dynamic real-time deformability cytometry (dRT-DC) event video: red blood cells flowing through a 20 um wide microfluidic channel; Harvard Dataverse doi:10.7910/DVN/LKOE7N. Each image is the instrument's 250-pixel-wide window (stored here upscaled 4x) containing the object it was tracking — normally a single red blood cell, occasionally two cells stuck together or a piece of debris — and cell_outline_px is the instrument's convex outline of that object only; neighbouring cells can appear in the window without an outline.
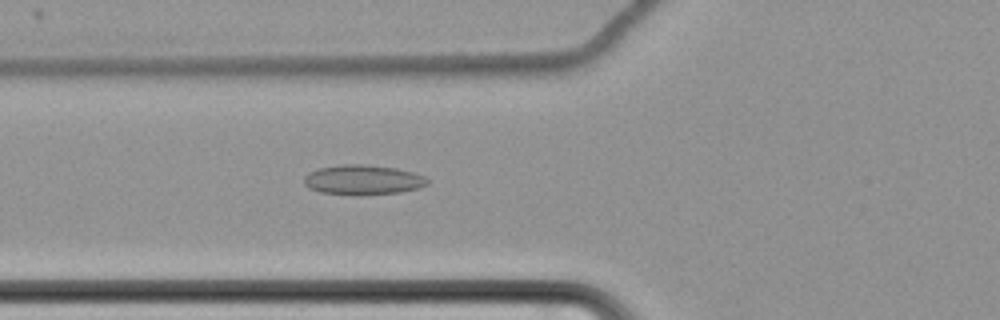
{"species": "common noctule bat (a hibernating species)", "species_latin": "Nyctalus noctula", "temperature_condition": "cold", "stored_images_in_passage": 65, "camera_frame_rate_fps": 3000, "um_per_image_px": 0.085, "animal": {"sex": "female", "body_mass_g": 22.7, "forearm_length_mm": 54.2}, "frame": {"image": 1, "passage_image": 27, "time_ms": 8.667, "image_size_px": [1000, 320], "cell_outline_px": [[428, 184], [420, 188], [400, 192], [356, 196], [352, 196], [320, 192], [308, 188], [304, 184], [304, 176], [308, 172], [316, 168], [340, 164], [368, 164], [396, 168], [416, 172], [424, 176], [428, 180]], "centroid_in_image_um": [30.83, 15.29], "position_along_channel_um": 95.0, "area_um2": 22.08}}
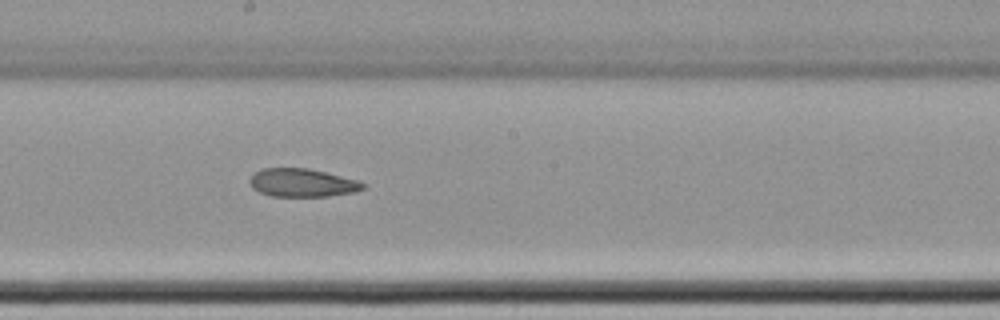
{"frame": {"image": 2, "passage_image": 38, "time_ms": 12.333, "image_size_px": [1000, 320], "cell_outline_px": [[368, 184], [364, 188], [356, 192], [328, 196], [272, 196], [260, 192], [252, 188], [248, 180], [260, 168], [308, 168], [360, 180]], "centroid_in_image_um": [25.73, 15.53], "position_along_channel_um": 222.5, "area_um2": 18.79}}
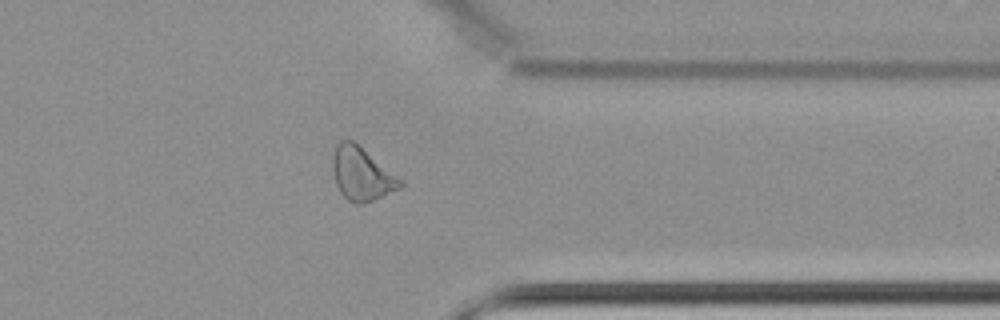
{"frame": {"image": 3, "passage_image": 52, "time_ms": 17.0, "image_size_px": [1000, 320], "cell_outline_px": [[404, 184], [400, 188], [364, 204], [356, 204], [348, 200], [340, 192], [336, 184], [332, 168], [332, 156], [336, 144], [340, 140], [352, 140], [404, 180]], "centroid_in_image_um": [30.74, 14.78], "position_along_channel_um": 380.7, "area_um2": 20.98}}